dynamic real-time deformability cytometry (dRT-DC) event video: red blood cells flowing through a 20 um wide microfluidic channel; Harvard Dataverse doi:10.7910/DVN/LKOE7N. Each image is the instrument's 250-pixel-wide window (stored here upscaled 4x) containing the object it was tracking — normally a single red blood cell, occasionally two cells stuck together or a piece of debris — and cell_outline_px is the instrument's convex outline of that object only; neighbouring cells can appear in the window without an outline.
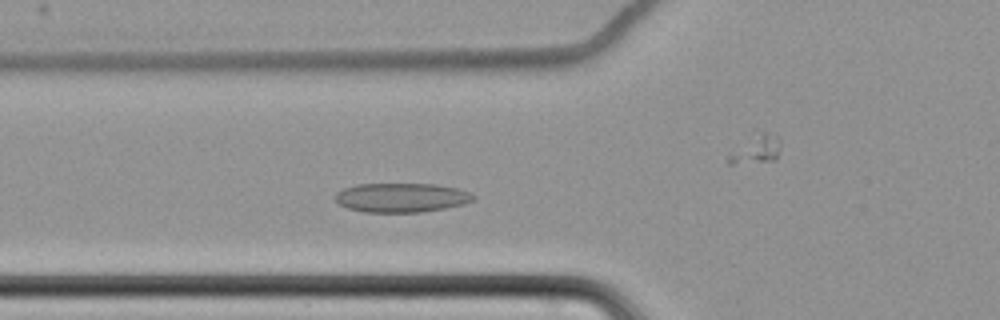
{"species": "common noctule bat (a hibernating species)", "species_latin": "Nyctalus noctula", "temperature_condition": "cold", "stored_images_in_passage": 55, "segment_of_instrument_passage": [1, 2], "camera_frame_rate_fps": 3000, "um_per_image_px": 0.085, "animal": {"sex": "female", "body_mass_g": 22.7, "forearm_length_mm": 54.2}, "frame": {"image": 1, "passage_image": 16, "time_ms": 5.0, "image_size_px": [1000, 320], "cell_outline_px": [[476, 196], [472, 200], [464, 204], [444, 208], [420, 212], [364, 212], [348, 208], [340, 204], [336, 200], [336, 192], [344, 188], [356, 184], [436, 184], [456, 188], [472, 192]], "centroid_in_image_um": [34.14, 16.79], "position_along_channel_um": 91.7, "area_um2": 23.47}}
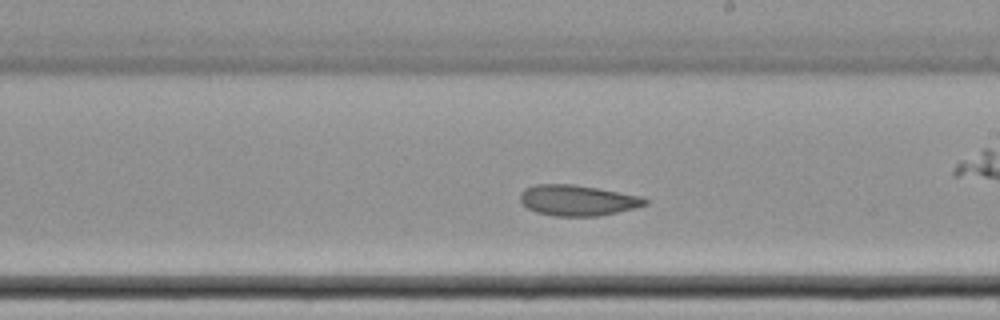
{"frame": {"image": 2, "passage_image": 29, "time_ms": 9.333, "image_size_px": [1000, 320], "cell_outline_px": [[648, 204], [636, 208], [600, 216], [556, 216], [536, 212], [528, 208], [520, 200], [520, 192], [524, 188], [536, 184], [572, 184], [596, 188], [640, 196], [648, 200]], "centroid_in_image_um": [49.09, 17.03], "position_along_channel_um": 239.9, "area_um2": 22.31}}
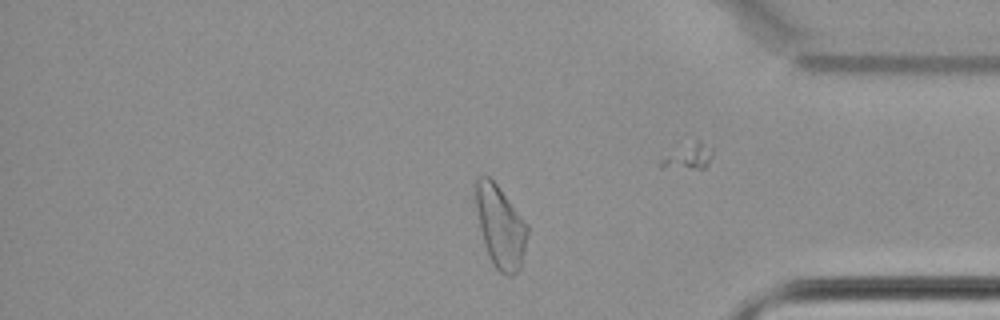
{"frame": {"image": 3, "passage_image": 44, "time_ms": 14.333, "image_size_px": [1000, 320], "cell_outline_px": [[528, 232], [524, 252], [520, 268], [512, 276], [508, 276], [500, 272], [496, 268], [484, 244], [480, 228], [476, 208], [472, 184], [480, 176], [488, 176], [496, 184], [528, 224]], "centroid_in_image_um": [42.51, 19.23], "position_along_channel_um": 392.7, "area_um2": 24.68}}